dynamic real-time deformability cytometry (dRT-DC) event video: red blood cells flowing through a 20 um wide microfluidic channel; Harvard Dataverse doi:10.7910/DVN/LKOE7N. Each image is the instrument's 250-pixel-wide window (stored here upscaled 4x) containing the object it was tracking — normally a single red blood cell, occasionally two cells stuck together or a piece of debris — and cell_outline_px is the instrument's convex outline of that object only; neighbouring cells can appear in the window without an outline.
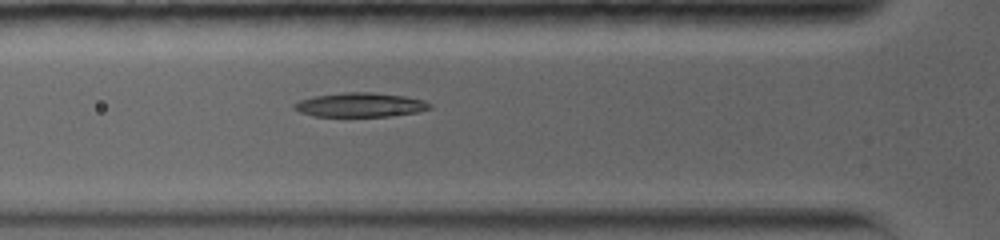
{"species": "common noctule bat (a hibernating species)", "species_latin": "Nyctalus noctula", "temperature_condition": "warm", "stored_images_in_passage": 6, "camera_frame_rate_fps": 5000, "um_per_image_px": 0.085, "animal": {"sex": "female", "body_mass_g": 19.0, "forearm_length_mm": 56.7}, "frame": {"image": 1, "passage_image": 6, "time_ms": 4.0, "image_size_px": [1000, 240], "cell_outline_px": [[432, 108], [416, 112], [392, 116], [312, 116], [300, 112], [292, 108], [292, 104], [300, 100], [316, 96], [344, 92], [372, 92], [404, 96], [424, 100], [432, 104]], "centroid_in_image_um": [30.62, 8.91], "position_along_channel_um": 95.2, "area_um2": 19.13}}